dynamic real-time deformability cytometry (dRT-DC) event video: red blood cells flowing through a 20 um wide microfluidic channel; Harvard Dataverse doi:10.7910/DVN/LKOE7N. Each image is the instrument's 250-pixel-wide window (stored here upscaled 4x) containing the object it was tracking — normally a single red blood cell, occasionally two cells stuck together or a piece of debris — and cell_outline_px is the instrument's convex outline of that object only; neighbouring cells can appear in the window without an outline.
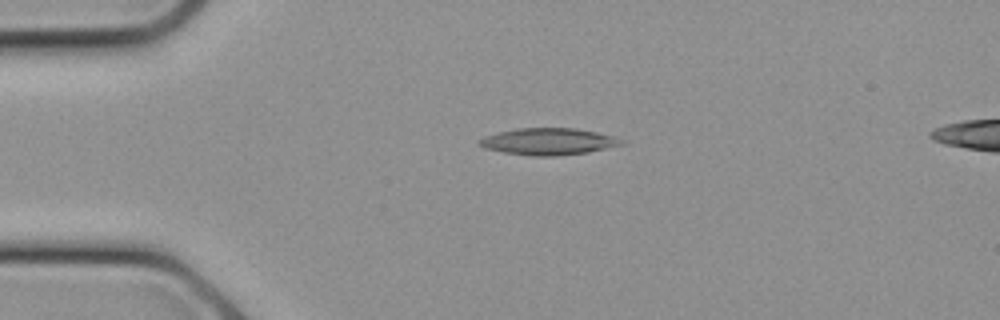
{"species": "common noctule bat (a hibernating species)", "species_latin": "Nyctalus noctula", "temperature_condition": "cold", "stored_images_in_passage": 9, "camera_frame_rate_fps": 3000, "um_per_image_px": 0.085, "animal": {"sex": "female", "body_mass_g": 21.9}, "frame": {"image": 1, "passage_image": 6, "time_ms": 1.667, "image_size_px": [1000, 320], "cell_outline_px": [[624, 144], [588, 152], [556, 156], [532, 156], [504, 152], [484, 148], [476, 144], [476, 140], [484, 136], [516, 128], [576, 128], [616, 136], [624, 140]], "centroid_in_image_um": [46.6, 12.03], "position_along_channel_um": 38.4, "area_um2": 22.31}}
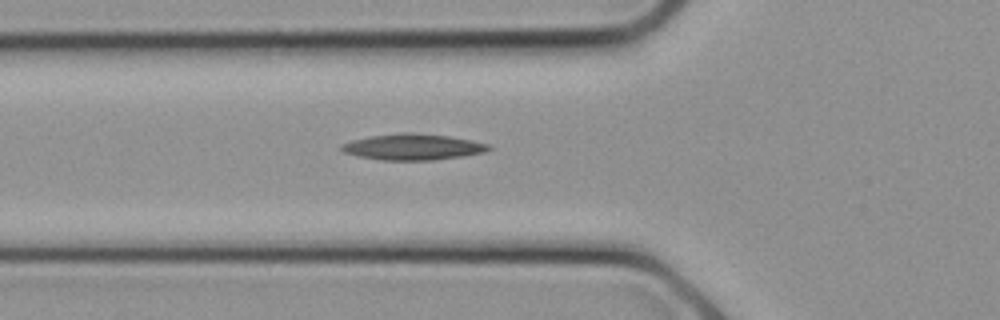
{"frame": {"image": 2, "passage_image": 9, "time_ms": 2.667, "image_size_px": [1000, 320], "cell_outline_px": [[492, 148], [484, 152], [460, 156], [432, 160], [380, 160], [360, 156], [344, 152], [340, 148], [340, 144], [352, 140], [368, 136], [404, 132], [412, 132], [448, 136], [472, 140], [488, 144]], "centroid_in_image_um": [35.06, 12.48], "position_along_channel_um": 90.7, "area_um2": 22.25}}